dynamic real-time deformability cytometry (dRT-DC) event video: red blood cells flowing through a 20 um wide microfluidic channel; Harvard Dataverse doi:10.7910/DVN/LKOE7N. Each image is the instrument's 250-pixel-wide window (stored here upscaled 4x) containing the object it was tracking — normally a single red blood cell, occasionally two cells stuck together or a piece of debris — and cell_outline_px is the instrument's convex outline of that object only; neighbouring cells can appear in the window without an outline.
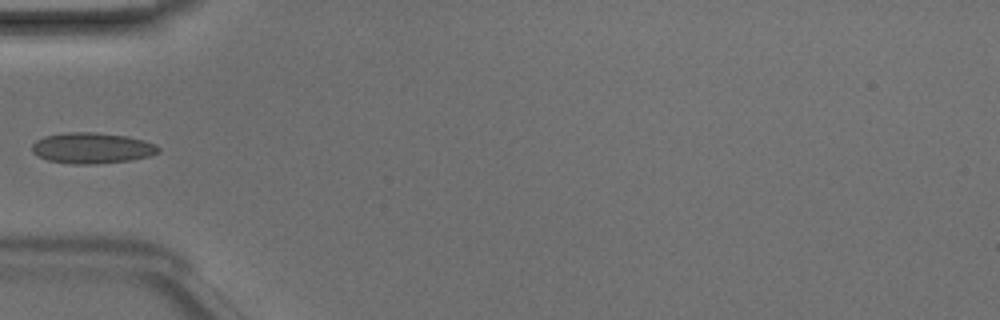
{"species": "Egyptian fruit bat (a non-hibernating species)", "species_latin": "Rousettus aegyptiacus", "temperature_condition": "room temperature", "stored_images_in_passage": 33, "camera_frame_rate_fps": 3000, "um_per_image_px": 0.085, "animal": {"sex": "male"}, "frame": {"image": 1, "passage_image": 1, "time_ms": 0.0, "image_size_px": [1000, 320], "cell_outline_px": [[160, 152], [148, 156], [132, 160], [96, 164], [72, 164], [48, 160], [36, 156], [32, 152], [32, 144], [36, 140], [44, 136], [64, 132], [96, 132], [128, 136], [144, 140], [156, 144], [160, 148]], "centroid_in_image_um": [7.81, 12.58], "position_along_channel_um": 77.2, "area_um2": 23.0}}
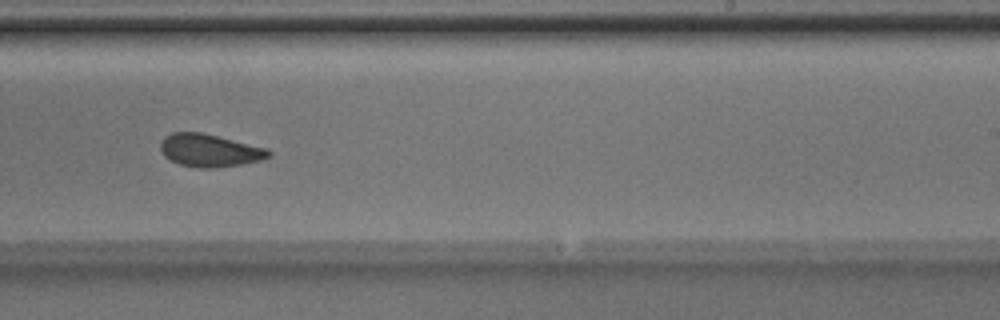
{"frame": {"image": 2, "passage_image": 15, "time_ms": 4.667, "image_size_px": [1000, 320], "cell_outline_px": [[272, 156], [260, 160], [240, 164], [216, 168], [196, 168], [180, 164], [164, 156], [160, 148], [160, 140], [164, 136], [172, 132], [200, 132], [268, 148], [272, 152]], "centroid_in_image_um": [17.81, 12.78], "position_along_channel_um": 271.2, "area_um2": 20.69}}
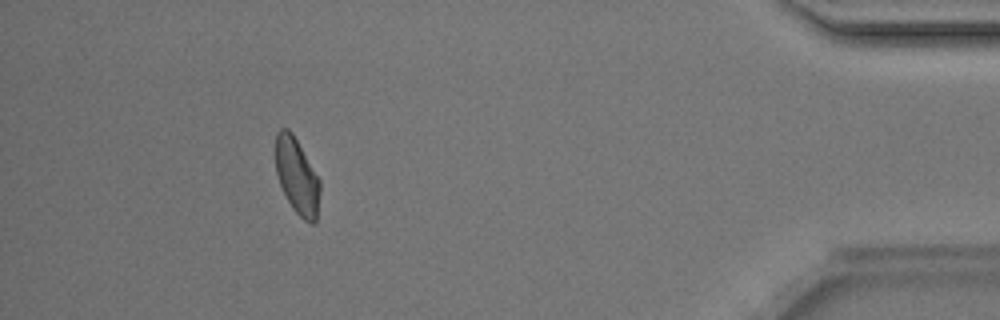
{"frame": {"image": 3, "passage_image": 29, "time_ms": 9.333, "image_size_px": [1000, 320], "cell_outline_px": [[320, 192], [316, 220], [312, 224], [304, 220], [292, 208], [276, 176], [276, 132], [280, 128], [288, 128], [292, 132], [320, 180]], "centroid_in_image_um": [25.24, 14.96], "position_along_channel_um": 410.0, "area_um2": 19.48}}